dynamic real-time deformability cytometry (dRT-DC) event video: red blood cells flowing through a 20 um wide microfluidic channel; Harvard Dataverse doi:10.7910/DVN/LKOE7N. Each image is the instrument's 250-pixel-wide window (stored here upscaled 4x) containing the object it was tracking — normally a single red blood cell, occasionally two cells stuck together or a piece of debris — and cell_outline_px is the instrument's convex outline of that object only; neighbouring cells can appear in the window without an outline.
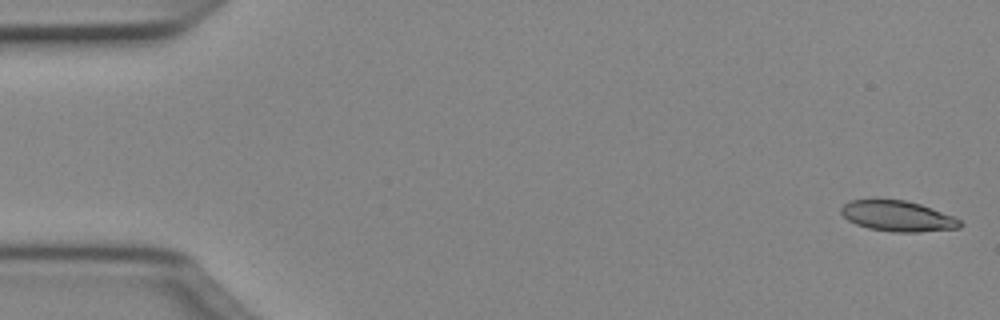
{"species": "Egyptian fruit bat (a non-hibernating species)", "species_latin": "Rousettus aegyptiacus", "temperature_condition": "cold", "stored_images_in_passage": 49, "camera_frame_rate_fps": 3000, "um_per_image_px": 0.085, "animal": {"sex": "female"}, "frame": {"image": 1, "passage_image": 1, "time_ms": 0.0, "image_size_px": [1000, 320], "cell_outline_px": [[964, 224], [960, 228], [920, 232], [892, 232], [868, 228], [856, 224], [848, 220], [840, 212], [840, 208], [848, 200], [904, 200], [920, 204], [952, 216], [960, 220]], "centroid_in_image_um": [76.3, 18.38], "position_along_channel_um": 8.7, "area_um2": 21.1}}
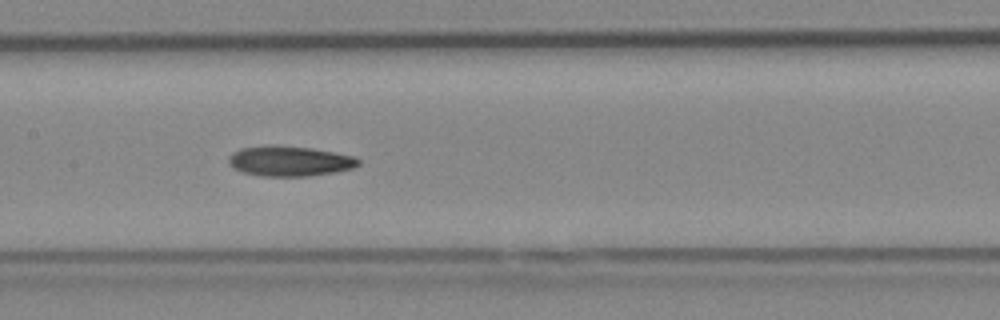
{"frame": {"image": 2, "passage_image": 24, "time_ms": 7.667, "image_size_px": [1000, 320], "cell_outline_px": [[360, 164], [352, 168], [336, 172], [308, 176], [260, 176], [244, 172], [228, 164], [228, 156], [232, 152], [240, 148], [268, 144], [272, 144], [312, 148], [356, 156], [360, 160]], "centroid_in_image_um": [24.61, 13.67], "position_along_channel_um": 182.8, "area_um2": 23.12}}
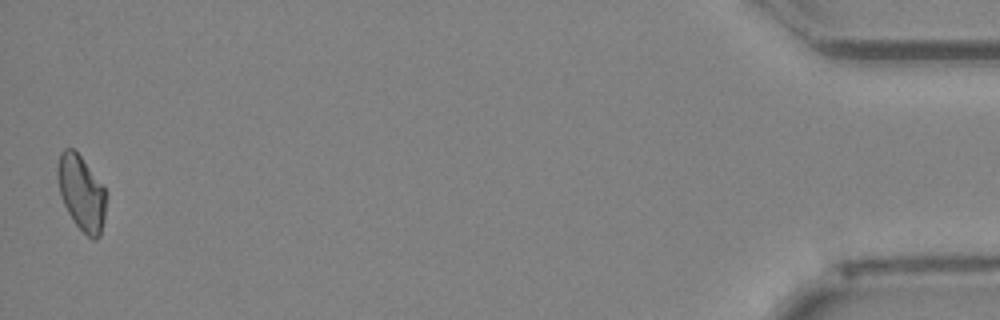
{"frame": {"image": 3, "passage_image": 49, "time_ms": 16.0, "image_size_px": [1000, 320], "cell_outline_px": [[108, 196], [104, 220], [100, 236], [96, 240], [92, 240], [76, 224], [68, 212], [60, 196], [56, 176], [56, 168], [60, 152], [64, 148], [72, 148], [80, 156], [104, 188]], "centroid_in_image_um": [6.92, 16.41], "position_along_channel_um": 428.3, "area_um2": 21.33}, "authors_computed_cell_mechanics": {"area_um2": 21.7906, "velocity_mm_per_s": 4.0676, "shape_relaxation_time_tau1_ms": 4.4072, "shape_relaxation_time_tau2_ms": null, "deformation_change_tau1": 0.122, "deformation_change_tau2": null}}